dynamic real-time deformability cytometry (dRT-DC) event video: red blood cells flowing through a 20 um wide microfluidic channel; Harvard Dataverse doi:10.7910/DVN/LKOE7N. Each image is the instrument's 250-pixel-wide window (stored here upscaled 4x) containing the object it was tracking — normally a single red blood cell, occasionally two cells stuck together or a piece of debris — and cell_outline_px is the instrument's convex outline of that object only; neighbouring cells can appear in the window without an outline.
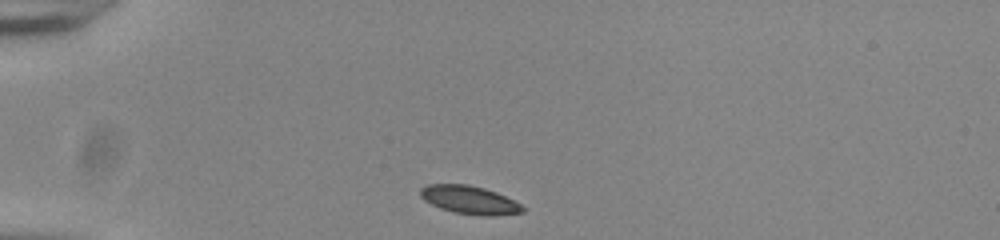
{"species": "common noctule bat (a hibernating species)", "species_latin": "Nyctalus noctula", "temperature_condition": "room temperature", "stored_images_in_passage": 34, "camera_frame_rate_fps": 3000, "um_per_image_px": 0.085, "animal": {"sex": "male", "body_mass_g": 20.0, "forearm_length_mm": 53.3}, "frame": {"image": 1, "passage_image": 1, "time_ms": 0.0, "image_size_px": [1000, 240], "cell_outline_px": [[528, 208], [524, 212], [492, 216], [480, 216], [452, 212], [440, 208], [424, 200], [420, 196], [420, 188], [428, 184], [468, 184], [484, 188], [496, 192]], "centroid_in_image_um": [39.91, 17.0], "position_along_channel_um": 45.1, "area_um2": 16.94}}
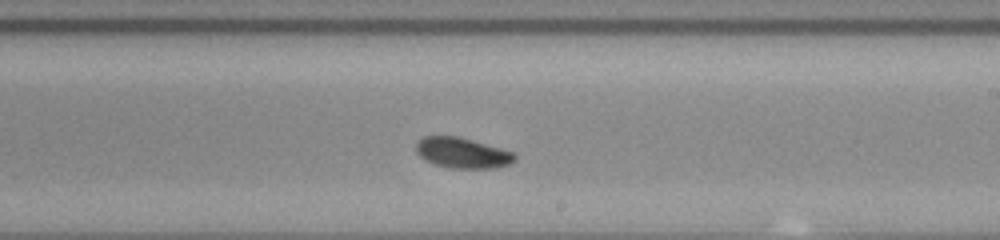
{"frame": {"image": 2, "passage_image": 20, "time_ms": 6.333, "image_size_px": [1000, 240], "cell_outline_px": [[516, 160], [508, 164], [492, 168], [448, 168], [424, 160], [416, 152], [416, 144], [424, 136], [456, 136], [472, 140], [500, 148], [512, 152], [516, 156]], "centroid_in_image_um": [39.28, 13.0], "position_along_channel_um": 249.7, "area_um2": 17.34}}
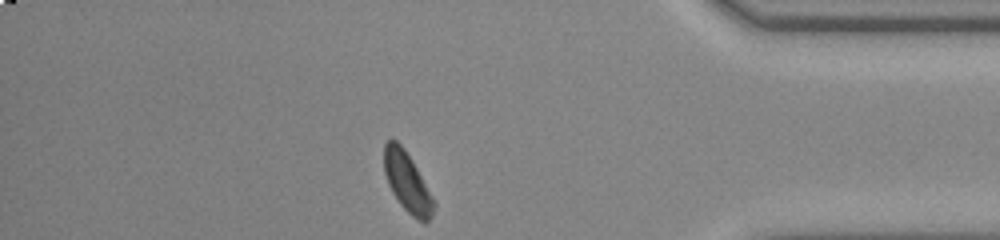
{"frame": {"image": 3, "passage_image": 34, "time_ms": 11.0, "image_size_px": [1000, 240], "cell_outline_px": [[436, 204], [432, 216], [424, 224], [412, 216], [400, 204], [392, 192], [388, 184], [384, 172], [384, 144], [388, 140], [396, 140], [404, 148], [412, 160], [432, 196]], "centroid_in_image_um": [34.61, 15.5], "position_along_channel_um": 400.6, "area_um2": 17.17}, "authors_computed_cell_mechanics": {"area_um2": 17.6868, "velocity_mm_per_s": 3.8048, "shape_relaxation_time_tau1_ms": 2.4419, "shape_relaxation_time_tau2_ms": null, "deformation_change_tau1": 0.078, "deformation_change_tau2": null}}